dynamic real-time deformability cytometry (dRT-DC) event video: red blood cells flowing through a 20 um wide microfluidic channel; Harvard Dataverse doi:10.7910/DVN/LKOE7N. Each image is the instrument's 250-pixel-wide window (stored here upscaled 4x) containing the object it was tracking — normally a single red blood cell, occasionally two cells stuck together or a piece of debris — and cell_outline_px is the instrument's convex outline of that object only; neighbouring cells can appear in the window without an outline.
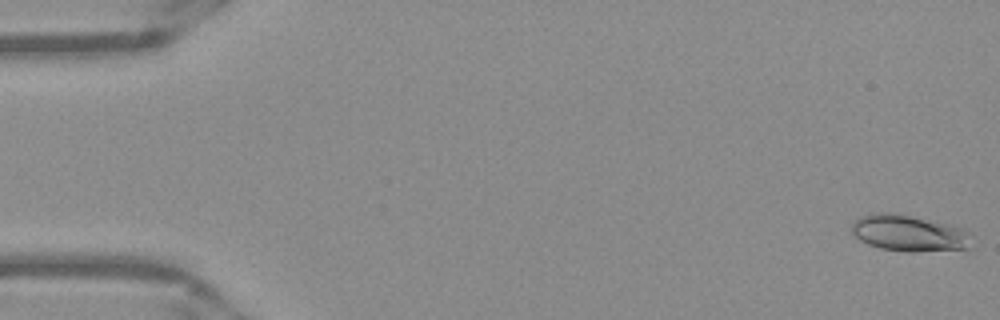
{"species": "Egyptian fruit bat (a non-hibernating species)", "species_latin": "Rousettus aegyptiacus", "temperature_condition": "warm", "stored_images_in_passage": 51, "camera_frame_rate_fps": 3000, "um_per_image_px": 0.085, "frame": {"image": 1, "passage_image": 1, "time_ms": 0.0, "image_size_px": [1000, 320], "cell_outline_px": [[968, 248], [916, 252], [904, 252], [880, 248], [868, 244], [860, 240], [852, 232], [852, 220], [860, 216], [876, 212], [884, 212], [908, 216], [948, 224], [964, 228], [968, 232]], "centroid_in_image_um": [77.19, 19.82], "position_along_channel_um": 7.8, "area_um2": 25.03}}
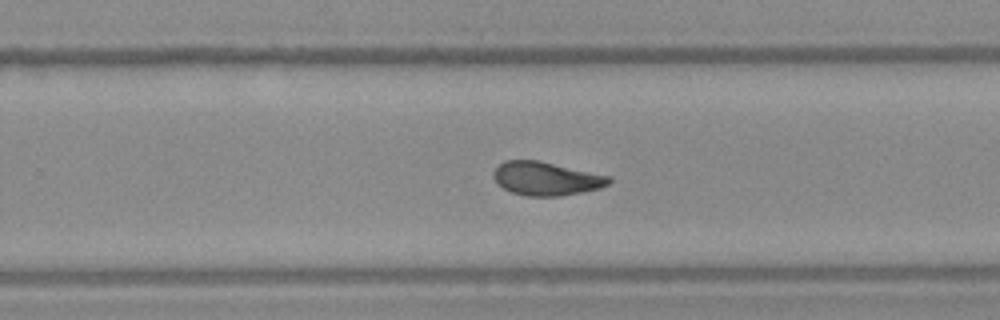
{"frame": {"image": 2, "passage_image": 33, "time_ms": 10.667, "image_size_px": [1000, 320], "cell_outline_px": [[612, 180], [608, 184], [600, 188], [560, 196], [528, 196], [512, 192], [504, 188], [496, 180], [496, 168], [504, 160], [540, 160], [612, 176]], "centroid_in_image_um": [46.5, 15.17], "position_along_channel_um": 283.3, "area_um2": 22.37}}
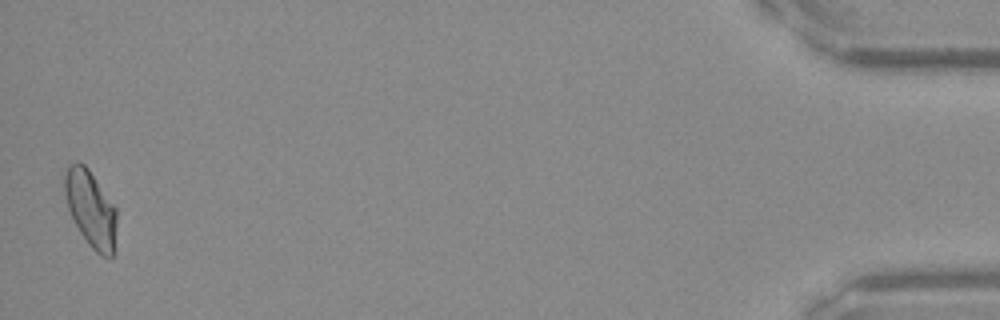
{"frame": {"image": 3, "passage_image": 51, "time_ms": 16.667, "image_size_px": [1000, 320], "cell_outline_px": [[116, 252], [112, 256], [100, 256], [88, 244], [80, 232], [68, 208], [64, 192], [64, 176], [68, 164], [76, 160], [84, 164], [88, 168], [116, 208]], "centroid_in_image_um": [7.72, 17.75], "position_along_channel_um": 427.5, "area_um2": 23.35}, "authors_computed_cell_mechanics": {"area_um2": 22.831, "velocity_mm_per_s": 3.9315, "shape_relaxation_time_tau1_ms": null, "shape_relaxation_time_tau2_ms": 1.886, "deformation_change_tau1": null, "deformation_change_tau2": 0.0786}}